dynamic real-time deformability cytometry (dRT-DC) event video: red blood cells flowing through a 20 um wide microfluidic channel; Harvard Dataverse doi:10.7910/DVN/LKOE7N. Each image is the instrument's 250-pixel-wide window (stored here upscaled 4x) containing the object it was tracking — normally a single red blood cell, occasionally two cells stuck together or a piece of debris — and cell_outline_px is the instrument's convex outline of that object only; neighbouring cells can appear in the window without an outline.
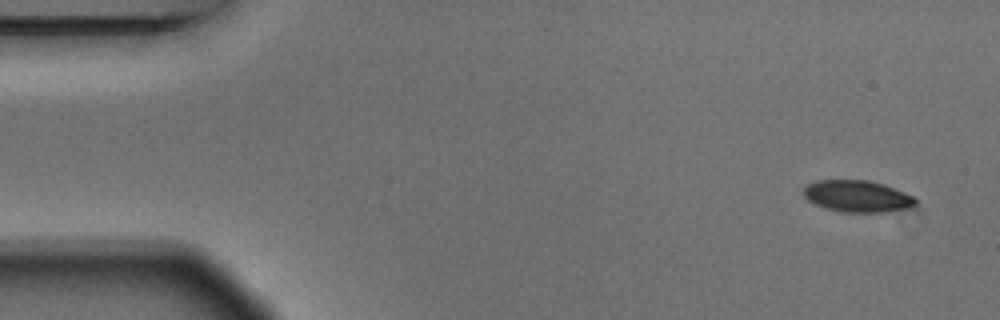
{"species": "Egyptian fruit bat (a non-hibernating species)", "species_latin": "Rousettus aegyptiacus", "temperature_condition": "warm", "stored_images_in_passage": 5, "camera_frame_rate_fps": 3000, "um_per_image_px": 0.085, "animal": {"sex": "male"}, "frame": {"image": 1, "passage_image": 1, "time_ms": 0.0, "image_size_px": [1000, 320], "cell_outline_px": [[916, 204], [908, 208], [884, 212], [840, 212], [816, 204], [808, 200], [804, 196], [804, 188], [808, 184], [816, 180], [868, 180], [884, 184], [904, 192], [912, 196], [916, 200]], "centroid_in_image_um": [72.87, 16.67], "position_along_channel_um": 12.1, "area_um2": 20.52}}